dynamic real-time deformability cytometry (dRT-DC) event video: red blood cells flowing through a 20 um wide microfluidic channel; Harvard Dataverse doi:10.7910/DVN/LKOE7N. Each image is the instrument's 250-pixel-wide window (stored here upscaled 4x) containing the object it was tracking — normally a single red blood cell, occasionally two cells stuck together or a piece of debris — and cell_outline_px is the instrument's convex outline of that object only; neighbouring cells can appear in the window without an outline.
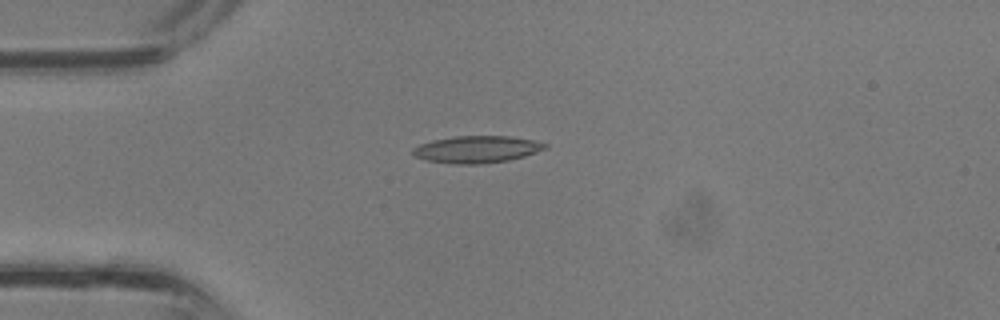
{"species": "common noctule bat (a hibernating species)", "species_latin": "Nyctalus noctula", "temperature_condition": "room temperature", "stored_images_in_passage": 28, "camera_frame_rate_fps": 3000, "um_per_image_px": 0.085, "animal": {"sex": "male", "body_mass_g": 13.3}, "frame": {"image": 1, "passage_image": 1, "time_ms": 0.0, "image_size_px": [1000, 320], "cell_outline_px": [[548, 148], [524, 156], [508, 160], [480, 164], [456, 164], [428, 160], [416, 156], [412, 152], [412, 148], [420, 144], [432, 140], [456, 136], [508, 136], [532, 140], [548, 144]], "centroid_in_image_um": [40.54, 12.69], "position_along_channel_um": 44.5, "area_um2": 20.63}}
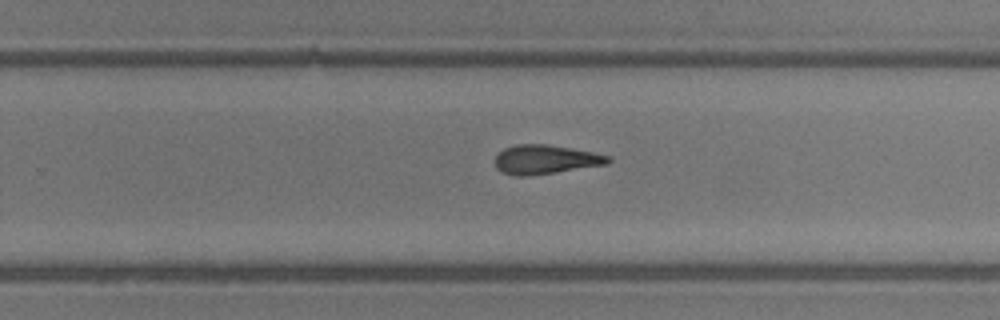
{"frame": {"image": 2, "passage_image": 15, "time_ms": 4.667, "image_size_px": [1000, 320], "cell_outline_px": [[612, 160], [608, 164], [528, 176], [516, 176], [500, 172], [496, 168], [496, 156], [504, 148], [516, 144], [544, 144], [592, 152], [608, 156]], "centroid_in_image_um": [46.33, 13.56], "position_along_channel_um": 283.5, "area_um2": 18.96}}
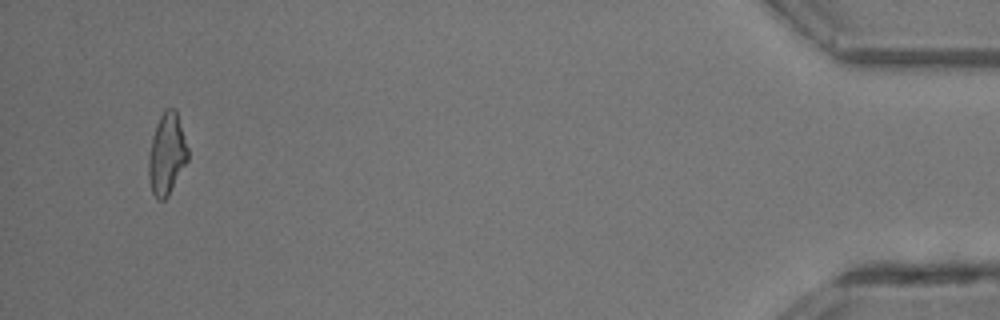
{"frame": {"image": 3, "passage_image": 27, "time_ms": 8.667, "image_size_px": [1000, 320], "cell_outline_px": [[188, 160], [168, 196], [164, 200], [156, 200], [152, 192], [148, 176], [148, 156], [156, 124], [164, 108], [176, 108], [188, 148]], "centroid_in_image_um": [14.18, 13.09], "position_along_channel_um": 421.0, "area_um2": 18.73}}